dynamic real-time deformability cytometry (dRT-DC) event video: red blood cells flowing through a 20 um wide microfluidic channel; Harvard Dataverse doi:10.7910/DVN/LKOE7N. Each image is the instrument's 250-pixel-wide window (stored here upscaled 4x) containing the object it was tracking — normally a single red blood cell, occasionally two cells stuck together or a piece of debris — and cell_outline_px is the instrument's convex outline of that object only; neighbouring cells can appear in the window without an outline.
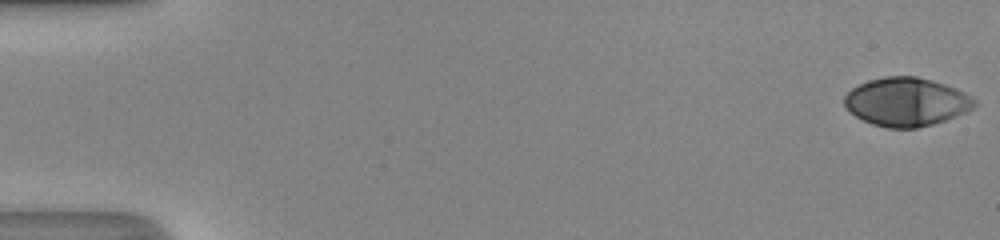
{"species": "human", "species_latin": "Homo sapiens", "temperature_condition": "room temperature", "stored_images_in_passage": 51, "camera_frame_rate_fps": 3000, "um_per_image_px": 0.085, "donor": {"sex": "male"}, "frame": {"image": 1, "passage_image": 1, "time_ms": 0.0, "image_size_px": [1000, 240], "cell_outline_px": [[976, 104], [972, 108], [956, 116], [932, 124], [916, 128], [888, 128], [872, 124], [856, 116], [844, 104], [844, 96], [852, 88], [868, 80], [884, 76], [916, 76], [932, 80], [956, 88], [972, 96], [976, 100]], "centroid_in_image_um": [77.04, 8.65], "position_along_channel_um": 8.0, "area_um2": 36.59}}
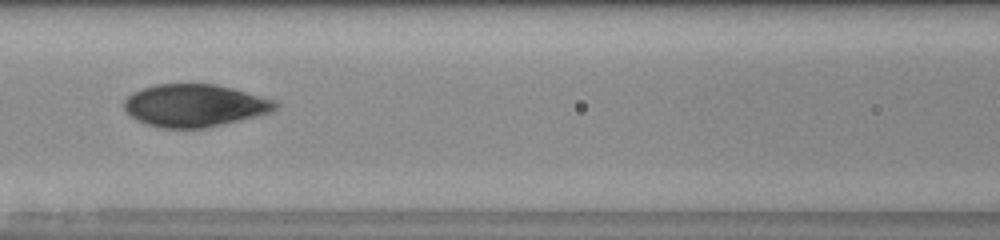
{"frame": {"image": 2, "passage_image": 24, "time_ms": 7.667, "image_size_px": [1000, 240], "cell_outline_px": [[280, 104], [272, 112], [224, 124], [204, 128], [160, 128], [136, 120], [124, 108], [124, 100], [132, 92], [156, 84], [216, 84], [232, 88], [276, 100]], "centroid_in_image_um": [16.56, 8.97], "position_along_channel_um": 150.0, "area_um2": 37.45}}
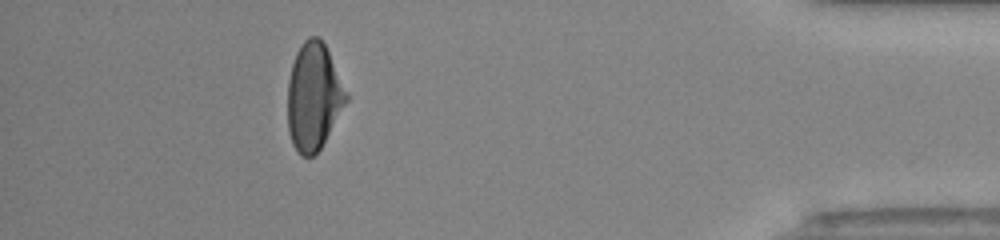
{"frame": {"image": 3, "passage_image": 46, "time_ms": 15.0, "image_size_px": [1000, 240], "cell_outline_px": [[348, 100], [320, 148], [312, 156], [300, 156], [292, 144], [288, 132], [288, 80], [292, 64], [296, 52], [300, 44], [308, 36], [320, 36], [348, 92]], "centroid_in_image_um": [26.65, 8.2], "position_along_channel_um": 408.6, "area_um2": 36.53}, "authors_computed_cell_mechanics": {"area_um2": 37.4544, "velocity_mm_per_s": 4.2098, "shape_relaxation_time_tau1_ms": 5.5841, "shape_relaxation_time_tau2_ms": 0.8601, "deformation_change_tau1": 0.2304, "deformation_change_tau2": 0.0418}}